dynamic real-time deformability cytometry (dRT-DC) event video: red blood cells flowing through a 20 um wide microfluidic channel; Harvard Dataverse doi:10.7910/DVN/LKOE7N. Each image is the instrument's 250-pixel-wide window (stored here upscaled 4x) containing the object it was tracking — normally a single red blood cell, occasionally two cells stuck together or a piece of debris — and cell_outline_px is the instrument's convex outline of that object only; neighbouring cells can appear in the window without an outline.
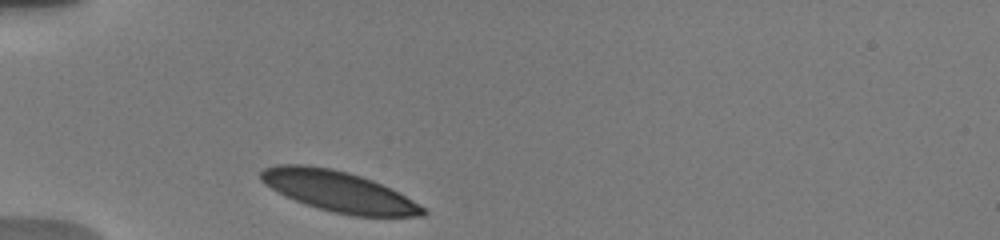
{"species": "human", "species_latin": "Homo sapiens", "temperature_condition": "warm", "stored_images_in_passage": 33, "camera_frame_rate_fps": 3000, "um_per_image_px": 0.085, "donor": {"sex": "male"}, "frame": {"image": 1, "passage_image": 1, "time_ms": 0.0, "image_size_px": [1000, 240], "cell_outline_px": [[428, 212], [424, 216], [352, 216], [320, 208], [296, 200], [264, 184], [260, 180], [260, 172], [264, 168], [276, 164], [308, 164], [332, 168], [348, 172], [372, 180], [412, 200], [424, 208]], "centroid_in_image_um": [28.76, 16.25], "position_along_channel_um": 56.2, "area_um2": 37.74}}
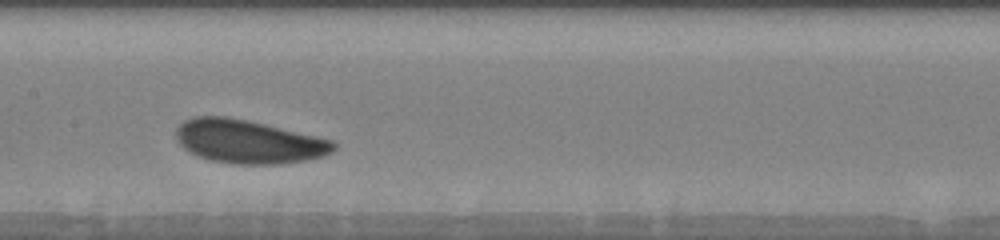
{"frame": {"image": 2, "passage_image": 15, "time_ms": 4.0, "image_size_px": [1000, 240], "cell_outline_px": [[336, 148], [332, 152], [324, 156], [308, 160], [280, 164], [232, 164], [212, 160], [200, 156], [184, 148], [176, 140], [176, 128], [184, 120], [192, 116], [228, 116], [248, 120], [316, 136], [332, 140], [336, 144]], "centroid_in_image_um": [21.12, 12.03], "position_along_channel_um": 186.3, "area_um2": 40.0}}
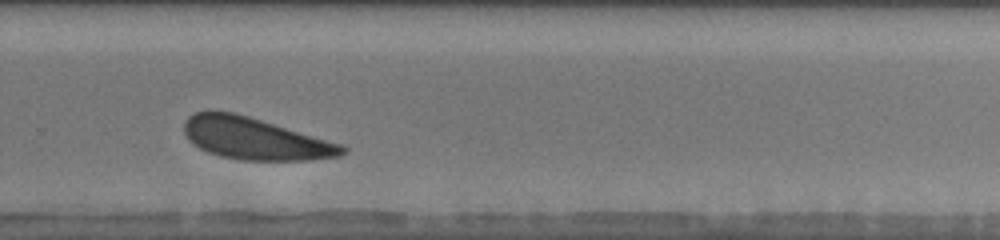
{"frame": {"image": 3, "passage_image": 28, "time_ms": 7.333, "image_size_px": [1000, 240], "cell_outline_px": [[348, 152], [340, 156], [308, 160], [236, 160], [220, 156], [208, 152], [192, 144], [188, 140], [184, 132], [184, 120], [188, 116], [196, 112], [208, 108], [212, 108], [236, 112], [344, 144], [348, 148]], "centroid_in_image_um": [21.65, 11.75], "position_along_channel_um": 308.1, "area_um2": 39.59}, "authors_computed_cell_mechanics": {"area_um2": 39.593, "velocity_mm_per_s": 3.6621, "shape_relaxation_time_tau1_ms": 2.3369, "shape_relaxation_time_tau2_ms": 8.2824, "deformation_change_tau1": 0.0872, "deformation_change_tau2": 0.1733}}